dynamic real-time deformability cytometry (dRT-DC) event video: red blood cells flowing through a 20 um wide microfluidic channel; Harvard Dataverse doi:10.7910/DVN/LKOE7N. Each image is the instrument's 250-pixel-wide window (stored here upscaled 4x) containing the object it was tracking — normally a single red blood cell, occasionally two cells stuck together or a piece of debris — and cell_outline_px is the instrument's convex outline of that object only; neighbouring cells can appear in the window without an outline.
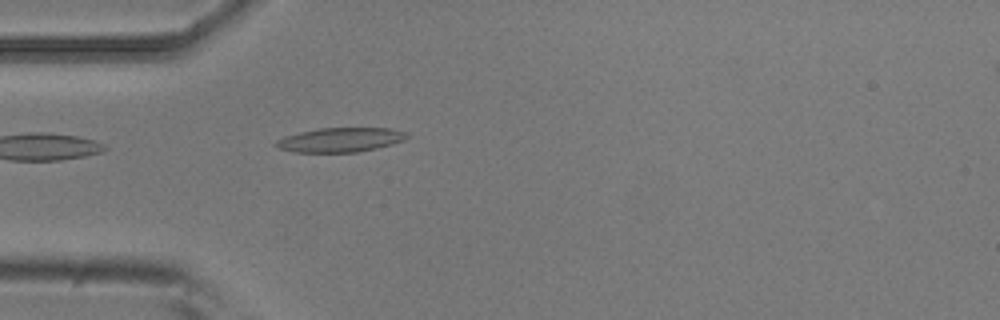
{"species": "common noctule bat (a hibernating species)", "species_latin": "Nyctalus noctula", "temperature_condition": "room temperature", "stored_images_in_passage": 2, "camera_frame_rate_fps": 3000, "um_per_image_px": 0.085, "animal": {"sex": "male", "body_mass_g": 20.5, "forearm_length_mm": 52.5}, "frame": {"image": 1, "passage_image": 2, "time_ms": 0.333, "image_size_px": [1000, 320], "cell_outline_px": [[412, 136], [404, 140], [392, 144], [376, 148], [356, 152], [292, 152], [280, 148], [272, 144], [276, 140], [284, 136], [316, 128], [392, 128], [408, 132]], "centroid_in_image_um": [28.95, 11.87], "position_along_channel_um": 56.0, "area_um2": 18.79}}